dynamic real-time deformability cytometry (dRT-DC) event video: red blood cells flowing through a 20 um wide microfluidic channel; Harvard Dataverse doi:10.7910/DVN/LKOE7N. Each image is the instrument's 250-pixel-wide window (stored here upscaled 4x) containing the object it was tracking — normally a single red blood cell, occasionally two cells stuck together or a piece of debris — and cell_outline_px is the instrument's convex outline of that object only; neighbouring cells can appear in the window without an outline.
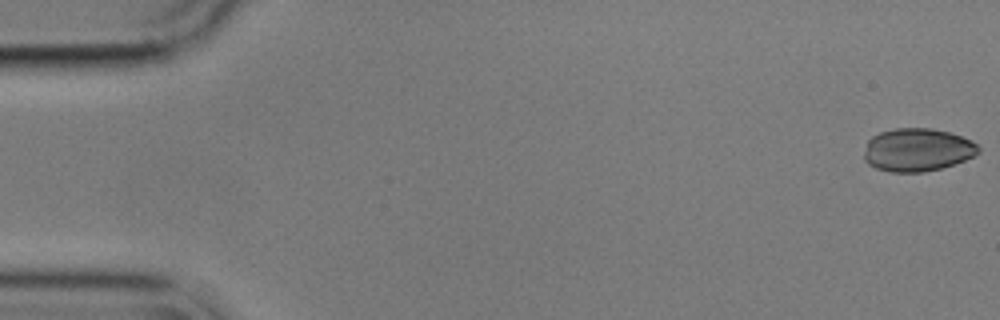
{"species": "common noctule bat (a hibernating species)", "species_latin": "Nyctalus noctula", "temperature_condition": "cold", "stored_images_in_passage": 56, "camera_frame_rate_fps": 3000, "um_per_image_px": 0.085, "animal": {"sex": "male", "body_mass_g": 17.9}, "frame": {"image": 1, "passage_image": 1, "time_ms": 0.0, "image_size_px": [1000, 320], "cell_outline_px": [[980, 152], [964, 160], [940, 168], [924, 172], [888, 172], [876, 168], [868, 164], [864, 160], [864, 152], [868, 140], [872, 136], [880, 132], [896, 128], [932, 128], [948, 132], [960, 136], [976, 144], [980, 148]], "centroid_in_image_um": [77.93, 12.74], "position_along_channel_um": 7.1, "area_um2": 28.55}}
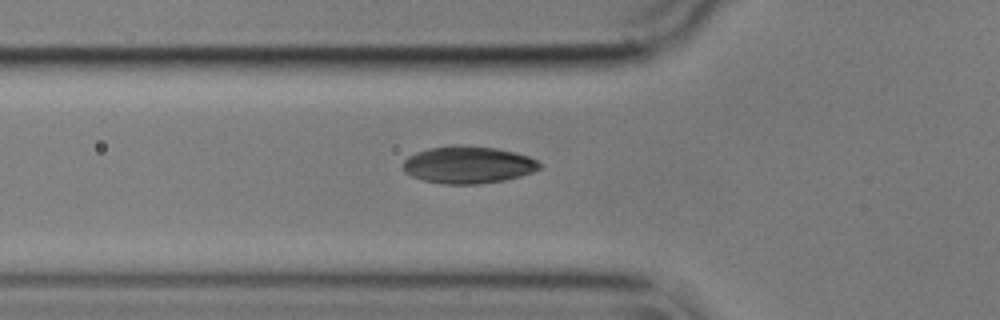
{"frame": {"image": 2, "passage_image": 19, "time_ms": 6.0, "image_size_px": [1000, 320], "cell_outline_px": [[540, 168], [532, 172], [520, 176], [504, 180], [480, 184], [444, 184], [424, 180], [412, 176], [404, 172], [404, 160], [408, 156], [416, 152], [428, 148], [452, 144], [496, 148], [516, 152], [528, 156], [536, 160], [540, 164]], "centroid_in_image_um": [39.77, 14.0], "position_along_channel_um": 86.0, "area_um2": 29.65}}
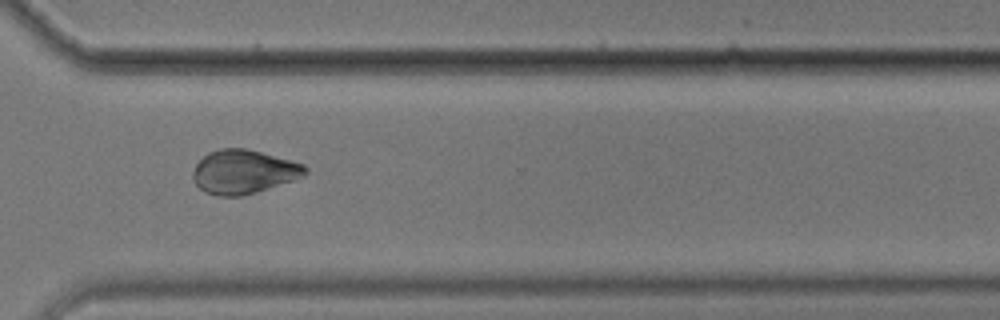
{"frame": {"image": 3, "passage_image": 41, "time_ms": 13.333, "image_size_px": [1000, 320], "cell_outline_px": [[308, 172], [304, 176], [256, 192], [240, 196], [216, 196], [204, 192], [196, 184], [192, 176], [192, 172], [196, 164], [208, 152], [220, 148], [244, 148], [260, 152], [304, 164], [308, 168]], "centroid_in_image_um": [20.68, 14.6], "position_along_channel_um": 349.9, "area_um2": 28.55}, "authors_computed_cell_mechanics": {"area_um2": 29.0734, "velocity_mm_per_s": 3.5918, "shape_relaxation_time_tau1_ms": null, "shape_relaxation_time_tau2_ms": 2.4532, "deformation_change_tau1": null, "deformation_change_tau2": 0.0598}}